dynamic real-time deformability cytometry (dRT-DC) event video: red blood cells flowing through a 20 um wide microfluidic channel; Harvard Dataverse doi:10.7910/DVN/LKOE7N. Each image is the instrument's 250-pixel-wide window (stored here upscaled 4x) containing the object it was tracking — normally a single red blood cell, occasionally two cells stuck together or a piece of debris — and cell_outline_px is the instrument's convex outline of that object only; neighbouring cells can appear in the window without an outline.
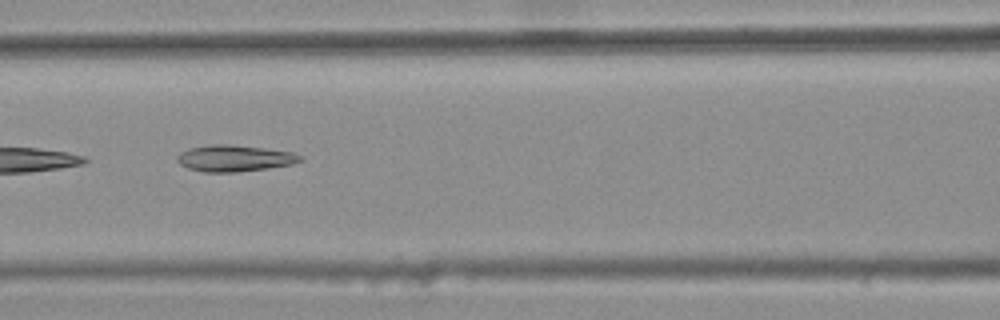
{"species": "common noctule bat (a hibernating species)", "species_latin": "Nyctalus noctula", "temperature_condition": "warm", "stored_images_in_passage": 8, "camera_frame_rate_fps": 3000, "um_per_image_px": 0.085, "animal": {"sex": "female", "body_mass_g": 25.1}, "frame": {"image": 1, "passage_image": 6, "time_ms": 1.667, "image_size_px": [1000, 320], "cell_outline_px": [[304, 160], [292, 164], [268, 168], [236, 172], [204, 172], [188, 168], [180, 164], [176, 160], [176, 156], [180, 152], [188, 148], [208, 144], [228, 144], [264, 148], [292, 152], [304, 156]], "centroid_in_image_um": [19.92, 13.44], "position_along_channel_um": 146.7, "area_um2": 19.13}}
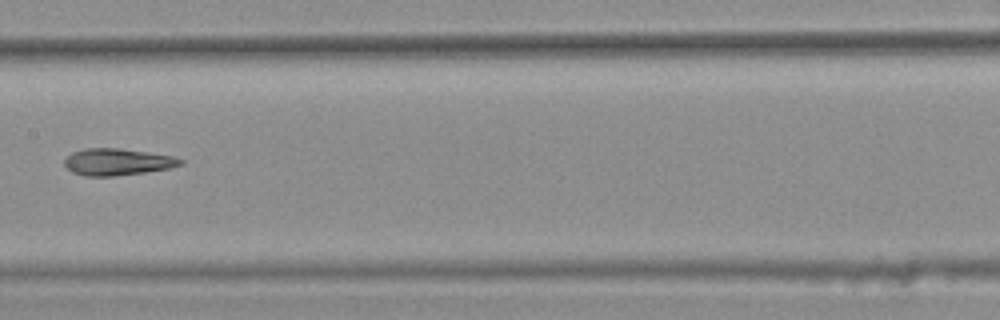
{"frame": {"image": 2, "passage_image": 7, "time_ms": 2.0, "image_size_px": [1000, 320], "cell_outline_px": [[184, 164], [172, 168], [144, 172], [112, 176], [84, 176], [72, 172], [64, 164], [64, 160], [72, 152], [84, 148], [120, 148], [176, 156], [184, 160]], "centroid_in_image_um": [10.02, 13.75], "position_along_channel_um": 197.4, "area_um2": 18.26}}
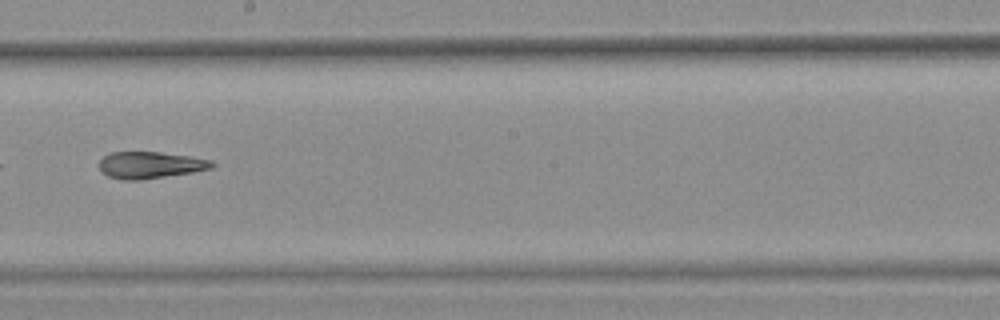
{"frame": {"image": 3, "passage_image": 8, "time_ms": 2.333, "image_size_px": [1000, 320], "cell_outline_px": [[216, 164], [212, 168], [192, 172], [140, 180], [124, 180], [108, 176], [100, 168], [100, 160], [104, 156], [112, 152], [160, 152], [188, 156], [212, 160]], "centroid_in_image_um": [12.79, 14.02], "position_along_channel_um": 235.4, "area_um2": 17.4}}